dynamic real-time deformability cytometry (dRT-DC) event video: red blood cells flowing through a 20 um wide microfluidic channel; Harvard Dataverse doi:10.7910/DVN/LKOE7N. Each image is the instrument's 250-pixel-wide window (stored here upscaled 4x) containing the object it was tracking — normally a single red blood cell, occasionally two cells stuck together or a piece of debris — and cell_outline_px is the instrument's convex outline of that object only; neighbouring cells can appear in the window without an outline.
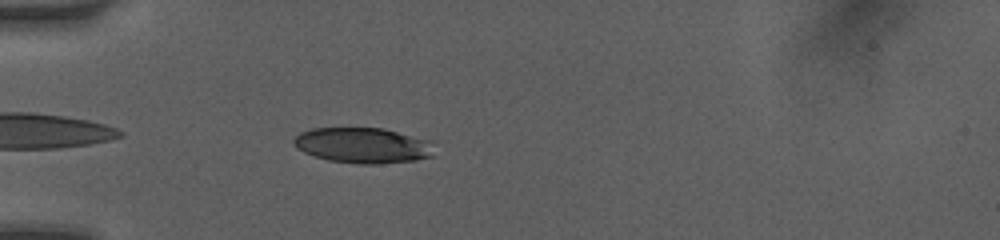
{"species": "human", "species_latin": "Homo sapiens", "temperature_condition": "room temperature", "stored_images_in_passage": 20, "camera_frame_rate_fps": 3000, "um_per_image_px": 0.085, "donor": {"sex": "female"}, "frame": {"image": 1, "passage_image": 5, "time_ms": 1.0, "image_size_px": [1000, 240], "cell_outline_px": [[432, 156], [416, 160], [376, 164], [360, 164], [328, 160], [304, 152], [296, 148], [292, 144], [292, 140], [300, 132], [312, 128], [384, 128], [432, 140]], "centroid_in_image_um": [30.84, 12.35], "position_along_channel_um": 54.2, "area_um2": 29.25}}
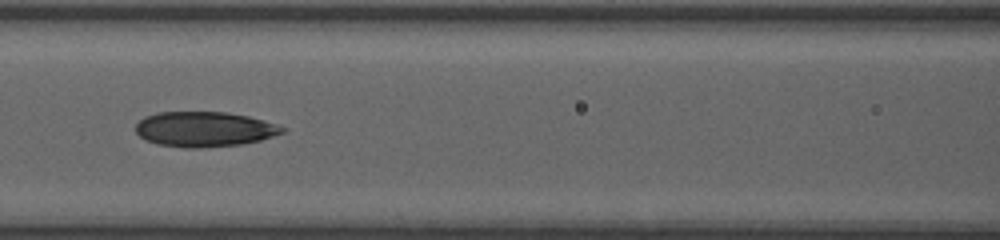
{"frame": {"image": 2, "passage_image": 15, "time_ms": 3.667, "image_size_px": [1000, 240], "cell_outline_px": [[288, 128], [284, 132], [260, 140], [244, 144], [200, 148], [188, 148], [160, 144], [148, 140], [140, 136], [136, 132], [136, 124], [144, 116], [160, 112], [228, 112], [248, 116], [264, 120]], "centroid_in_image_um": [17.41, 10.97], "position_along_channel_um": 149.2, "area_um2": 29.94}}
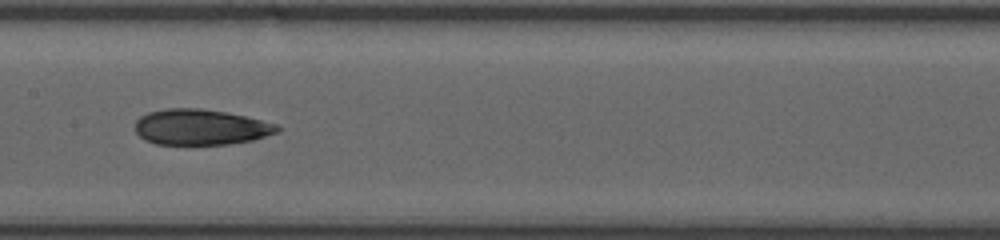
{"frame": {"image": 3, "passage_image": 19, "time_ms": 4.667, "image_size_px": [1000, 240], "cell_outline_px": [[280, 132], [252, 140], [228, 144], [156, 144], [144, 140], [132, 128], [136, 120], [140, 116], [148, 112], [164, 108], [200, 108], [224, 112], [244, 116], [276, 124], [280, 128]], "centroid_in_image_um": [17.0, 10.8], "position_along_channel_um": 190.4, "area_um2": 29.65}}